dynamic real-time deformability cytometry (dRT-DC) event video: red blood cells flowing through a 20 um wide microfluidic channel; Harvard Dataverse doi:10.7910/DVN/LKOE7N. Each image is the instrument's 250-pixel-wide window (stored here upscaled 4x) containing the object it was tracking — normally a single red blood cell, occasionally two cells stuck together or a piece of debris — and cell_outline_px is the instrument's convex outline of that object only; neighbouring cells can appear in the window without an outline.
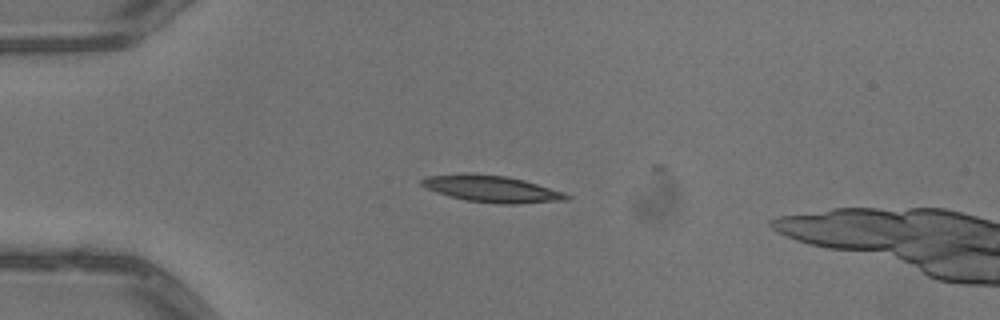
{"species": "common noctule bat (a hibernating species)", "species_latin": "Nyctalus noctula", "temperature_condition": "warm", "stored_images_in_passage": 17, "camera_frame_rate_fps": 3000, "um_per_image_px": 0.085, "animal": {"sex": "male", "body_mass_g": 13.3}, "frame": {"image": 1, "passage_image": 14, "time_ms": 4.333, "image_size_px": [1000, 320], "cell_outline_px": [[572, 196], [568, 200], [516, 204], [500, 204], [464, 200], [448, 196], [436, 192], [420, 184], [420, 180], [428, 176], [464, 172], [468, 172], [508, 176], [524, 180], [564, 192]], "centroid_in_image_um": [41.8, 16.04], "position_along_channel_um": 43.2, "area_um2": 22.83}}